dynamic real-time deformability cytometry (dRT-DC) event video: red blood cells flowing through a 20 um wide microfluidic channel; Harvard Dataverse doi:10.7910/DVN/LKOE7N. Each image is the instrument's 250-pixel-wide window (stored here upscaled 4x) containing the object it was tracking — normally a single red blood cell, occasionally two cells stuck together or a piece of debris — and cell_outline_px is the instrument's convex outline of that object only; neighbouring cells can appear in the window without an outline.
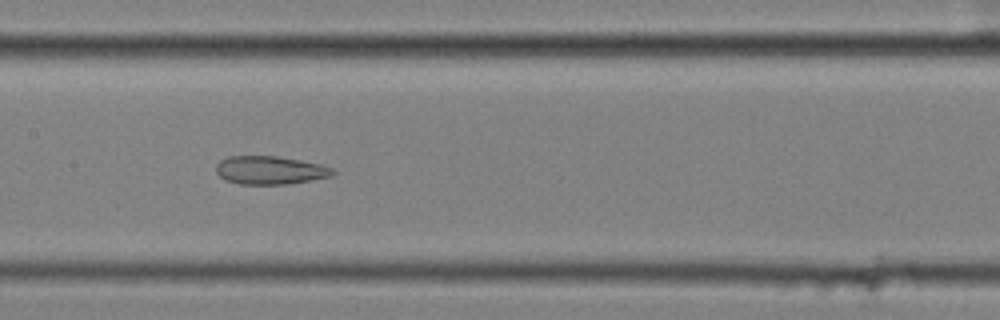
{"species": "common noctule bat (a hibernating species)", "species_latin": "Nyctalus noctula", "temperature_condition": "cold", "stored_images_in_passage": 57, "segment_of_instrument_passage": [2, 2], "camera_frame_rate_fps": 3000, "um_per_image_px": 0.085, "animal": {"sex": "female", "body_mass_g": 25.1}, "frame": {"image": 1, "passage_image": 29, "time_ms": 9.333, "image_size_px": [1000, 320], "cell_outline_px": [[336, 172], [332, 176], [288, 184], [240, 184], [224, 180], [216, 172], [216, 164], [220, 160], [228, 156], [276, 156], [300, 160], [320, 164], [332, 168]], "centroid_in_image_um": [22.93, 14.46], "position_along_channel_um": 184.5, "area_um2": 19.25}}
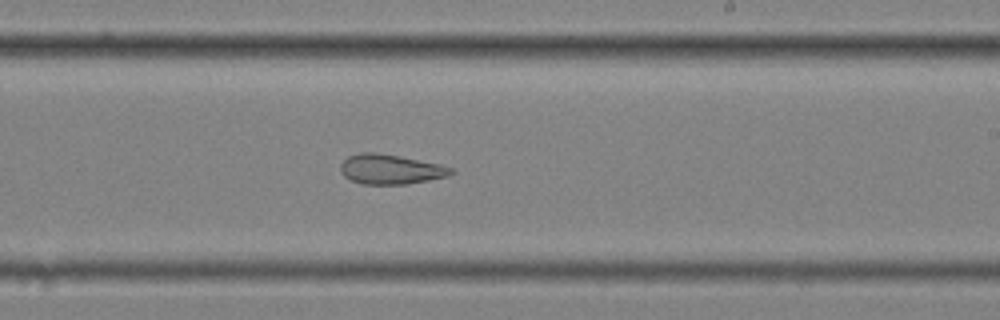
{"frame": {"image": 2, "passage_image": 35, "time_ms": 11.333, "image_size_px": [1000, 320], "cell_outline_px": [[456, 172], [448, 176], [408, 184], [360, 184], [344, 176], [340, 172], [340, 164], [348, 156], [360, 152], [376, 152], [440, 164], [452, 168]], "centroid_in_image_um": [33.18, 14.39], "position_along_channel_um": 255.8, "area_um2": 19.19}}
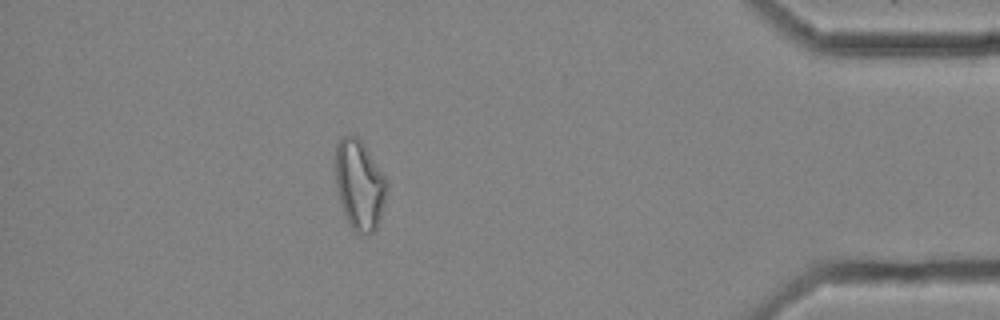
{"frame": {"image": 3, "passage_image": 51, "time_ms": 16.667, "image_size_px": [1000, 320], "cell_outline_px": [[388, 188], [380, 220], [376, 228], [372, 232], [356, 232], [352, 228], [340, 204], [336, 188], [336, 144], [344, 136], [352, 132], [364, 144], [388, 180]], "centroid_in_image_um": [30.57, 15.67], "position_along_channel_um": 404.6, "area_um2": 26.88}}